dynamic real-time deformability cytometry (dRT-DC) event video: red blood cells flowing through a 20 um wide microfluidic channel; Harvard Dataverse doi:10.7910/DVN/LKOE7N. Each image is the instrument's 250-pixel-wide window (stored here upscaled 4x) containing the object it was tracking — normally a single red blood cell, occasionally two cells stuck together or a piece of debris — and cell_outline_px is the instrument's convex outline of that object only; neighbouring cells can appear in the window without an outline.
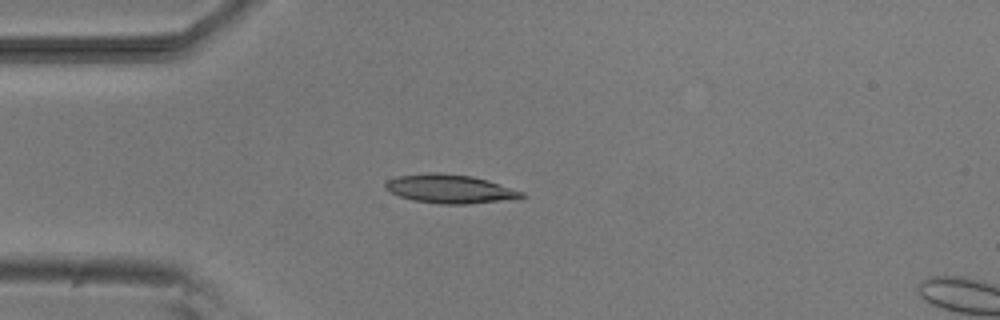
{"species": "common noctule bat (a hibernating species)", "species_latin": "Nyctalus noctula", "temperature_condition": "room temperature", "stored_images_in_passage": 5, "camera_frame_rate_fps": 3000, "um_per_image_px": 0.085, "animal": {"sex": "male", "body_mass_g": 20.5, "forearm_length_mm": 52.5}, "frame": {"image": 1, "passage_image": 4, "time_ms": 3.667, "image_size_px": [1000, 320], "cell_outline_px": [[528, 196], [516, 200], [468, 204], [440, 204], [412, 200], [400, 196], [384, 188], [384, 184], [388, 180], [400, 176], [428, 172], [440, 172], [472, 176], [488, 180], [524, 192]], "centroid_in_image_um": [38.32, 16.06], "position_along_channel_um": 46.7, "area_um2": 23.12}}